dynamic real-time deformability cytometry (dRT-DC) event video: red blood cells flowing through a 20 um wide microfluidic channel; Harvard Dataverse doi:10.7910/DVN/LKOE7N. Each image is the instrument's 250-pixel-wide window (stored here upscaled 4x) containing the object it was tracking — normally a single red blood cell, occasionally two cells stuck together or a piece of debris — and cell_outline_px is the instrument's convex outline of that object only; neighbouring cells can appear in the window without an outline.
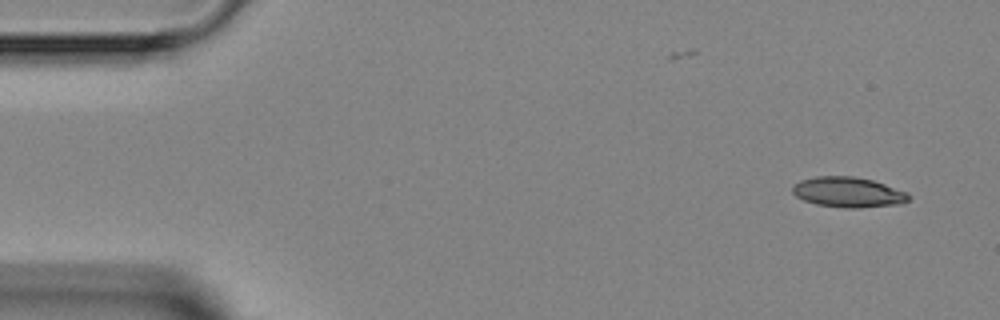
{"species": "Egyptian fruit bat (a non-hibernating species)", "species_latin": "Rousettus aegyptiacus", "temperature_condition": "room temperature", "stored_images_in_passage": 4, "camera_frame_rate_fps": 3000, "um_per_image_px": 0.085, "animal": {"sex": "female"}, "frame": {"image": 1, "passage_image": 1, "time_ms": 0.0, "image_size_px": [1000, 320], "cell_outline_px": [[912, 196], [908, 200], [900, 204], [860, 208], [848, 208], [816, 204], [804, 200], [796, 196], [792, 192], [792, 184], [800, 180], [816, 176], [852, 176], [872, 180], [908, 192]], "centroid_in_image_um": [72.09, 16.33], "position_along_channel_um": 12.9, "area_um2": 20.58}}
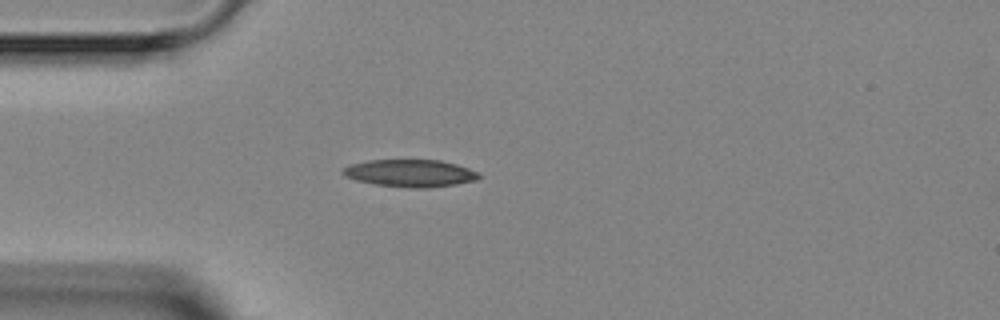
{"frame": {"image": 2, "passage_image": 4, "time_ms": 3.333, "image_size_px": [1000, 320], "cell_outline_px": [[480, 176], [476, 180], [456, 184], [428, 188], [408, 188], [376, 184], [356, 180], [344, 176], [340, 172], [340, 168], [348, 164], [368, 160], [440, 160], [456, 164], [480, 172]], "centroid_in_image_um": [34.82, 14.72], "position_along_channel_um": 50.2, "area_um2": 21.91}}